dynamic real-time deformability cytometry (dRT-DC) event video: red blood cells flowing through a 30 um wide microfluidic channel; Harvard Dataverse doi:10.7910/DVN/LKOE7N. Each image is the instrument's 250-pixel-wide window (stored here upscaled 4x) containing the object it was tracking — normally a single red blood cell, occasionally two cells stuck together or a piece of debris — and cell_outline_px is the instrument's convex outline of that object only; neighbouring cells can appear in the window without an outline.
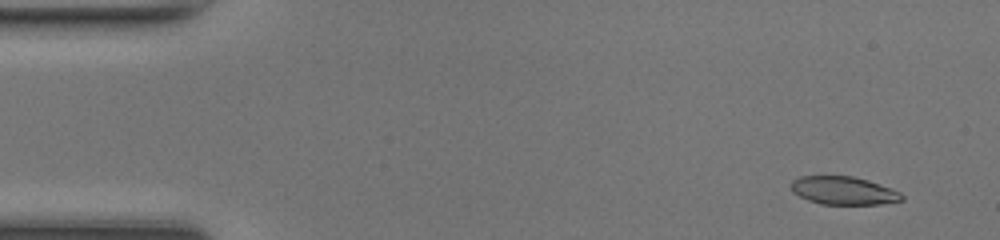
{"species": "common noctule bat (a hibernating species)", "species_latin": "Nyctalus noctula", "temperature_condition": "room temperature", "stored_images_in_passage": 49, "camera_frame_rate_fps": 3000, "um_per_image_px": 0.085, "animal": {"sex": "female", "body_mass_g": 17.0, "forearm_length_mm": 48.0}, "frame": {"image": 1, "passage_image": 4, "time_ms": 1.0, "image_size_px": [1000, 240], "cell_outline_px": [[904, 200], [880, 204], [820, 204], [808, 200], [792, 192], [792, 180], [800, 176], [852, 176], [868, 180], [900, 192], [904, 196]], "centroid_in_image_um": [71.7, 16.2], "position_along_channel_um": 13.3, "area_um2": 18.03}}
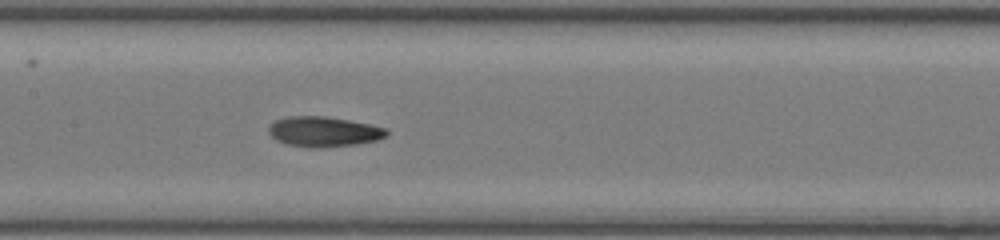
{"frame": {"image": 2, "passage_image": 24, "time_ms": 7.667, "image_size_px": [1000, 240], "cell_outline_px": [[388, 136], [376, 140], [356, 144], [320, 148], [312, 148], [288, 144], [276, 140], [268, 132], [268, 128], [276, 120], [288, 116], [324, 116], [372, 124], [388, 128]], "centroid_in_image_um": [27.55, 11.19], "position_along_channel_um": 179.8, "area_um2": 20.75}}
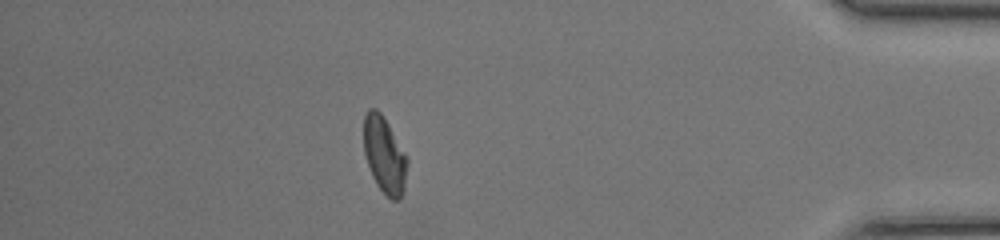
{"frame": {"image": 3, "passage_image": 43, "time_ms": 14.0, "image_size_px": [1000, 240], "cell_outline_px": [[408, 164], [404, 188], [400, 200], [392, 200], [376, 184], [372, 176], [364, 152], [364, 116], [368, 108], [376, 108], [380, 112], [388, 124], [408, 156]], "centroid_in_image_um": [32.69, 13.17], "position_along_channel_um": 402.5, "area_um2": 19.42}, "authors_computed_cell_mechanics": {"area_um2": 19.8254, "velocity_mm_per_s": 4.2863, "shape_relaxation_time_tau1_ms": 10.0733, "shape_relaxation_time_tau2_ms": 3.1249, "deformation_change_tau1": 0.2727, "deformation_change_tau2": 0.0936}}